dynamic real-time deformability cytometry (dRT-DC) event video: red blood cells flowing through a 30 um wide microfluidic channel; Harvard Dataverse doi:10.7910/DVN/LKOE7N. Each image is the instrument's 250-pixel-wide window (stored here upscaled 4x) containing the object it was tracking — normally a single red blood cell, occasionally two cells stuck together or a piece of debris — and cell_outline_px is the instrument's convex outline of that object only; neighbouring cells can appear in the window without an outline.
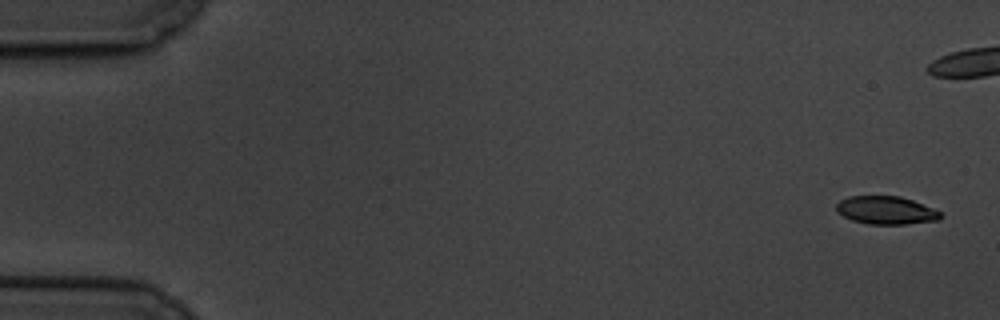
{"species": "common noctule bat (a hibernating species)", "species_latin": "Nyctalus noctula", "temperature_condition": "cold", "stored_images_in_passage": 6, "camera_frame_rate_fps": 3000, "um_per_image_px": 0.085, "animal": {"sex": "male", "body_mass_g": 19.5, "forearm_length_mm": 54.6}, "frame": {"image": 1, "passage_image": 1, "time_ms": 0.0, "image_size_px": [1000, 320], "cell_outline_px": [[940, 220], [904, 224], [868, 224], [852, 220], [844, 216], [836, 208], [836, 204], [840, 200], [848, 196], [900, 196], [912, 200], [932, 208], [940, 212]], "centroid_in_image_um": [75.3, 17.87], "position_along_channel_um": 9.7, "area_um2": 16.82}}